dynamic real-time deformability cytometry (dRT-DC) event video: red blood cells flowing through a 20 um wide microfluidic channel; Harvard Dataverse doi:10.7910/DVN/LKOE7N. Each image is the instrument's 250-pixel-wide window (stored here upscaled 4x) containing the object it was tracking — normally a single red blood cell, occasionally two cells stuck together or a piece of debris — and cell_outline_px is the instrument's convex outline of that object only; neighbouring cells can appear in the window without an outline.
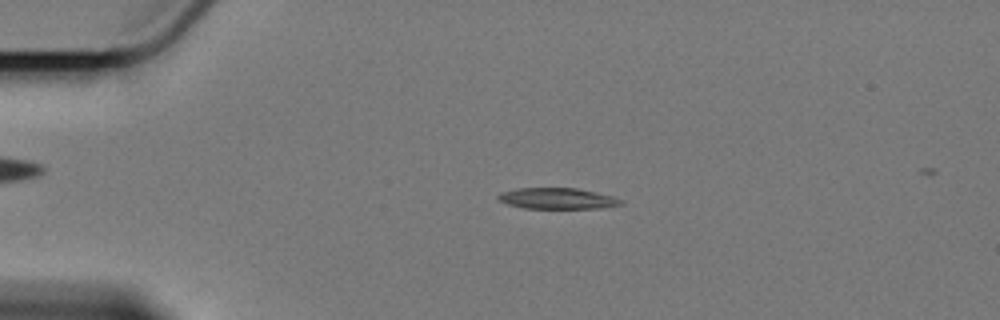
{"species": "Egyptian fruit bat (a non-hibernating species)", "species_latin": "Rousettus aegyptiacus", "temperature_condition": "cold", "stored_images_in_passage": 53, "camera_frame_rate_fps": 3000, "um_per_image_px": 0.085, "animal": {"sex": "female"}, "frame": {"image": 1, "passage_image": 8, "time_ms": 2.333, "image_size_px": [1000, 320], "cell_outline_px": [[624, 204], [600, 208], [524, 208], [508, 204], [500, 200], [496, 196], [500, 192], [516, 188], [576, 188], [596, 192], [612, 196], [624, 200]], "centroid_in_image_um": [47.39, 16.86], "position_along_channel_um": 37.6, "area_um2": 15.03}}
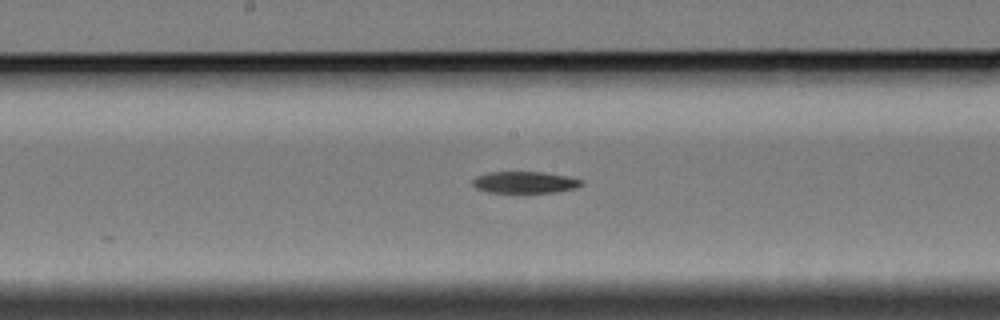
{"frame": {"image": 2, "passage_image": 26, "time_ms": 8.333, "image_size_px": [1000, 320], "cell_outline_px": [[584, 184], [576, 188], [556, 192], [488, 192], [476, 188], [472, 184], [472, 180], [476, 176], [488, 172], [544, 172], [568, 176], [584, 180]], "centroid_in_image_um": [44.64, 15.49], "position_along_channel_um": 203.6, "area_um2": 13.81}}
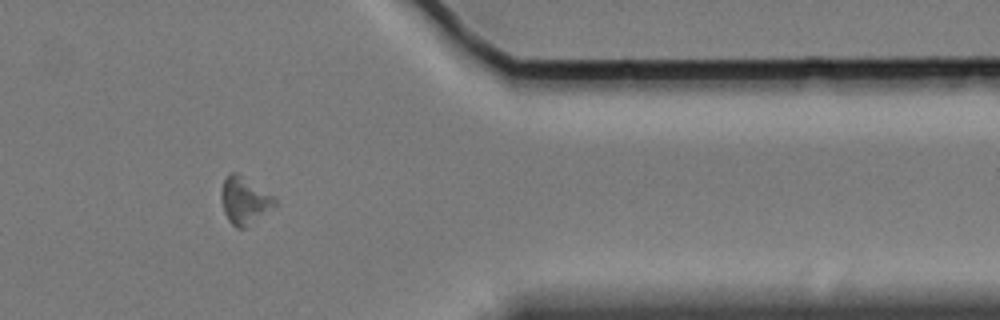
{"frame": {"image": 3, "passage_image": 44, "time_ms": 14.333, "image_size_px": [1000, 320], "cell_outline_px": [[276, 204], [244, 228], [236, 228], [228, 220], [224, 212], [220, 196], [220, 192], [224, 176], [228, 172], [236, 172], [272, 196], [276, 200]], "centroid_in_image_um": [20.7, 17.02], "position_along_channel_um": 390.7, "area_um2": 14.33}}